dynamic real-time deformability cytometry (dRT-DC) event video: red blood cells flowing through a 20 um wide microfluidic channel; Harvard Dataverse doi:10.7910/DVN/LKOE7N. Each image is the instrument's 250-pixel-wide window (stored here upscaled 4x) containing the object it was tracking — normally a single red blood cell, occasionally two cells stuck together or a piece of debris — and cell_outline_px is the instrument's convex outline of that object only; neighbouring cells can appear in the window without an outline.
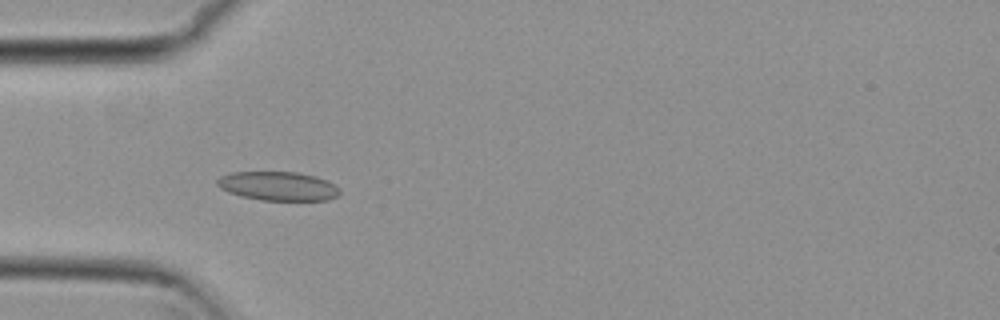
{"species": "common noctule bat (a hibernating species)", "species_latin": "Nyctalus noctula", "temperature_condition": "cold", "stored_images_in_passage": 54, "camera_frame_rate_fps": 3000, "um_per_image_px": 0.085, "animal": {"sex": "female", "body_mass_g": 29.2, "forearm_length_mm": 56.3}, "frame": {"image": 1, "passage_image": 17, "time_ms": 5.333, "image_size_px": [1000, 320], "cell_outline_px": [[340, 192], [336, 196], [328, 200], [260, 200], [240, 196], [228, 192], [220, 188], [216, 184], [216, 180], [220, 176], [232, 172], [296, 172], [316, 176], [328, 180], [340, 188]], "centroid_in_image_um": [23.63, 15.81], "position_along_channel_um": 61.4, "area_um2": 20.81}}
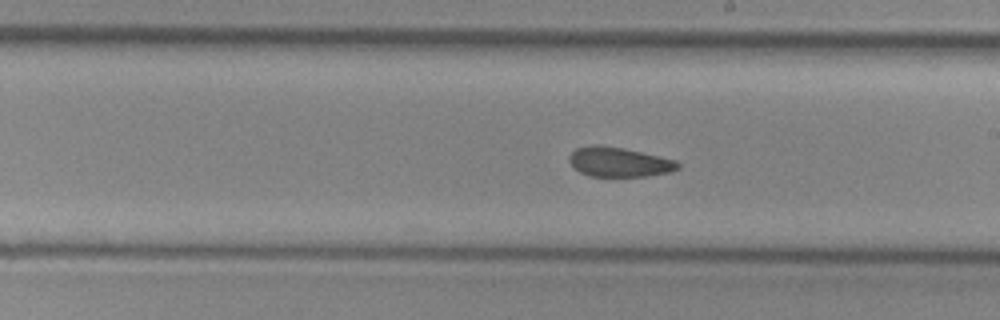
{"frame": {"image": 2, "passage_image": 31, "time_ms": 10.0, "image_size_px": [1000, 320], "cell_outline_px": [[680, 168], [672, 172], [648, 176], [588, 176], [580, 172], [568, 160], [568, 156], [576, 148], [592, 144], [600, 144], [624, 148], [660, 156], [676, 160], [680, 164]], "centroid_in_image_um": [52.64, 13.76], "position_along_channel_um": 236.4, "area_um2": 18.96}}
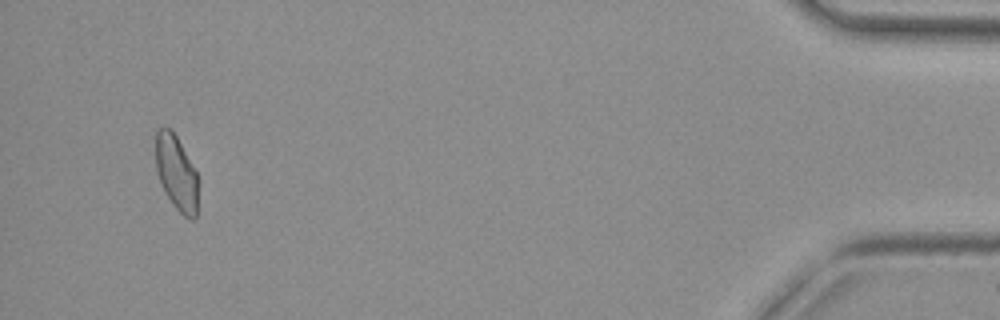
{"frame": {"image": 3, "passage_image": 52, "time_ms": 17.0, "image_size_px": [1000, 320], "cell_outline_px": [[200, 180], [196, 220], [192, 220], [184, 216], [172, 204], [160, 180], [156, 168], [156, 132], [160, 128], [168, 128], [176, 136], [196, 172]], "centroid_in_image_um": [15.05, 14.76], "position_along_channel_um": 420.2, "area_um2": 18.5}, "authors_computed_cell_mechanics": {"area_um2": 19.7676, "velocity_mm_per_s": 3.7952, "shape_relaxation_time_tau1_ms": null, "shape_relaxation_time_tau2_ms": 2.134, "deformation_change_tau1": null, "deformation_change_tau2": 0.0757}}